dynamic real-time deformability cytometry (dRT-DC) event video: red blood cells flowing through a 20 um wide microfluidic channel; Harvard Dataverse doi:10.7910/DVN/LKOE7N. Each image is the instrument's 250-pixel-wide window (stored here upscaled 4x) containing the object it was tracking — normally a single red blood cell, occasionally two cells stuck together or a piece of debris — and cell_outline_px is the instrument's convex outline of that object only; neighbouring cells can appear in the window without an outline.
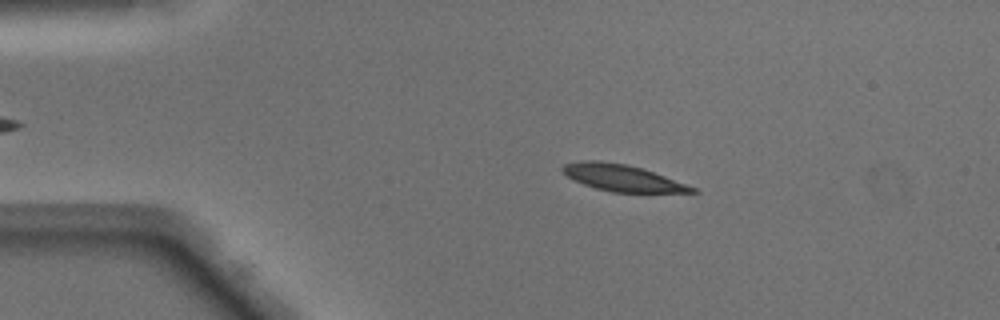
{"species": "Egyptian fruit bat (a non-hibernating species)", "species_latin": "Rousettus aegyptiacus", "temperature_condition": "warm", "stored_images_in_passage": 42, "camera_frame_rate_fps": 3000, "um_per_image_px": 0.085, "animal": {"sex": "male"}, "frame": {"image": 1, "passage_image": 9, "time_ms": 2.667, "image_size_px": [1000, 320], "cell_outline_px": [[700, 192], [612, 192], [596, 188], [584, 184], [568, 176], [560, 168], [564, 164], [580, 160], [600, 160], [628, 164], [664, 176], [696, 188]], "centroid_in_image_um": [52.86, 15.1], "position_along_channel_um": 32.1, "area_um2": 19.71}}
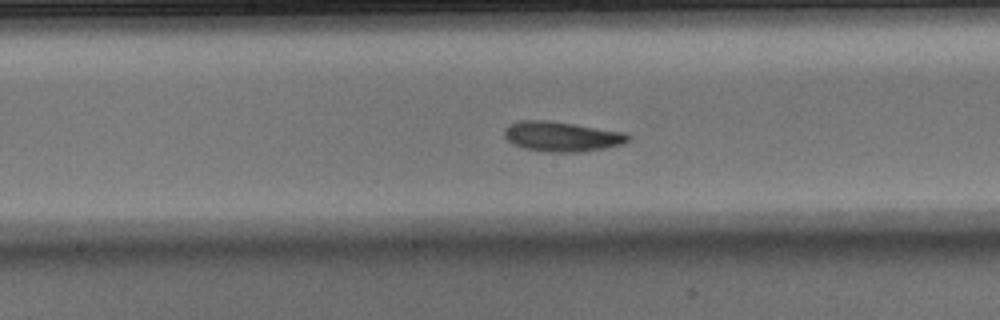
{"frame": {"image": 2, "passage_image": 25, "time_ms": 8.0, "image_size_px": [1000, 320], "cell_outline_px": [[632, 136], [624, 144], [584, 152], [548, 152], [524, 148], [512, 144], [504, 136], [504, 128], [508, 124], [520, 120], [548, 120], [628, 132]], "centroid_in_image_um": [47.77, 11.6], "position_along_channel_um": 200.4, "area_um2": 21.96}}
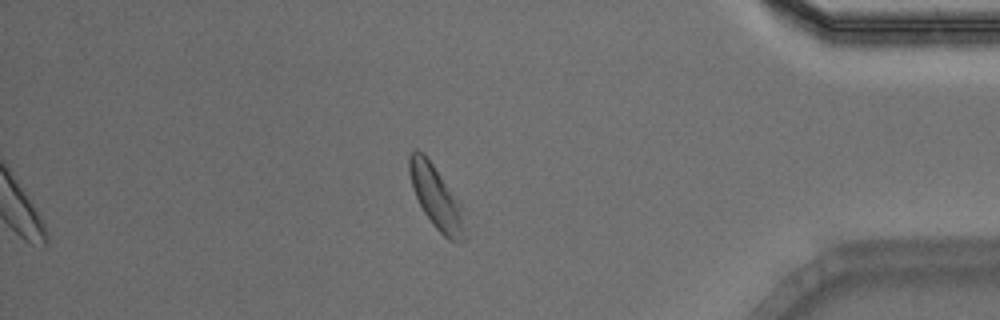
{"frame": {"image": 3, "passage_image": 42, "time_ms": 13.667, "image_size_px": [1000, 320], "cell_outline_px": [[468, 236], [464, 240], [448, 240], [432, 224], [424, 212], [412, 188], [408, 172], [408, 156], [416, 148], [424, 152], [460, 204]], "centroid_in_image_um": [37.06, 16.77], "position_along_channel_um": 398.1, "area_um2": 20.11}, "authors_computed_cell_mechanics": {"area_um2": 20.6924, "velocity_mm_per_s": 4.0731, "shape_relaxation_time_tau1_ms": 2.3845, "shape_relaxation_time_tau2_ms": null, "deformation_change_tau1": 0.1152, "deformation_change_tau2": null}}